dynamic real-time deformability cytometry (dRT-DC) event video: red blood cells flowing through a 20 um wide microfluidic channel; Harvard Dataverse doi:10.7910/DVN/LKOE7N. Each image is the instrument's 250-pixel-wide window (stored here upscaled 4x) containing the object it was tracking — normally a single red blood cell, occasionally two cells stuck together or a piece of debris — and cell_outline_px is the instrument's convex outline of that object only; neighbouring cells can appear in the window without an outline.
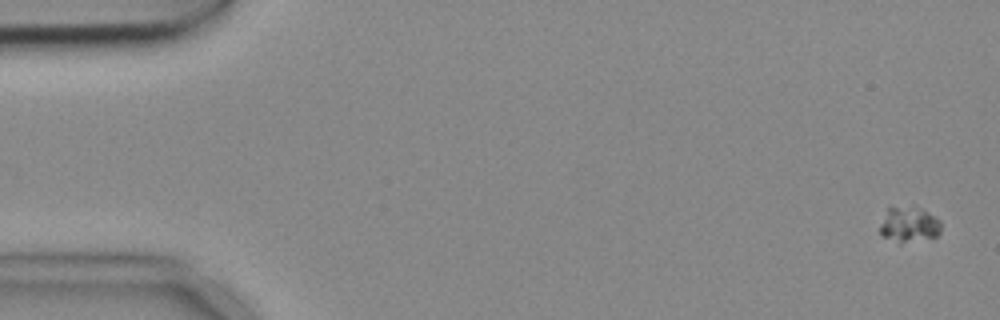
{"species": "common noctule bat (a hibernating species)", "species_latin": "Nyctalus noctula", "temperature_condition": "cold", "stored_images_in_passage": 5, "camera_frame_rate_fps": 3000, "um_per_image_px": 0.085, "animal": {"sex": "female", "body_mass_g": 18.4}, "frame": {"image": 1, "passage_image": 1, "time_ms": 0.0, "image_size_px": [1000, 320], "cell_outline_px": [[940, 232], [936, 236], [900, 244], [880, 236], [880, 224], [888, 208], [896, 208], [928, 212], [940, 220]], "centroid_in_image_um": [77.23, 19.17], "position_along_channel_um": 7.8, "area_um2": 12.08}}
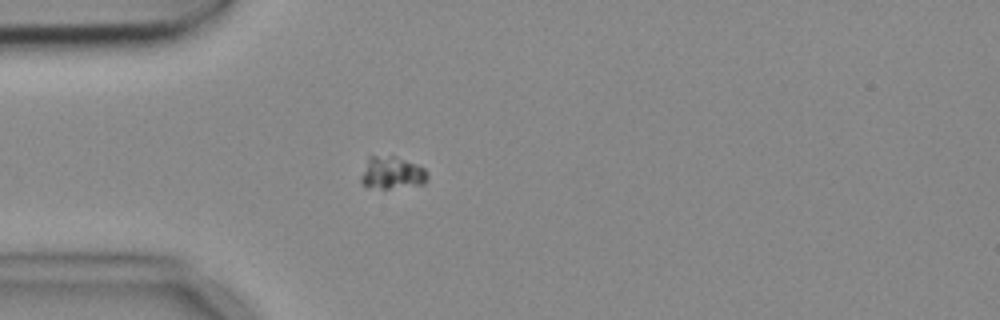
{"frame": {"image": 2, "passage_image": 4, "time_ms": 1.0, "image_size_px": [1000, 320], "cell_outline_px": [[428, 180], [424, 184], [388, 188], [380, 188], [364, 184], [360, 180], [360, 176], [368, 156], [392, 156], [416, 164], [424, 168], [428, 176]], "centroid_in_image_um": [33.32, 14.68], "position_along_channel_um": 51.7, "area_um2": 12.31}}